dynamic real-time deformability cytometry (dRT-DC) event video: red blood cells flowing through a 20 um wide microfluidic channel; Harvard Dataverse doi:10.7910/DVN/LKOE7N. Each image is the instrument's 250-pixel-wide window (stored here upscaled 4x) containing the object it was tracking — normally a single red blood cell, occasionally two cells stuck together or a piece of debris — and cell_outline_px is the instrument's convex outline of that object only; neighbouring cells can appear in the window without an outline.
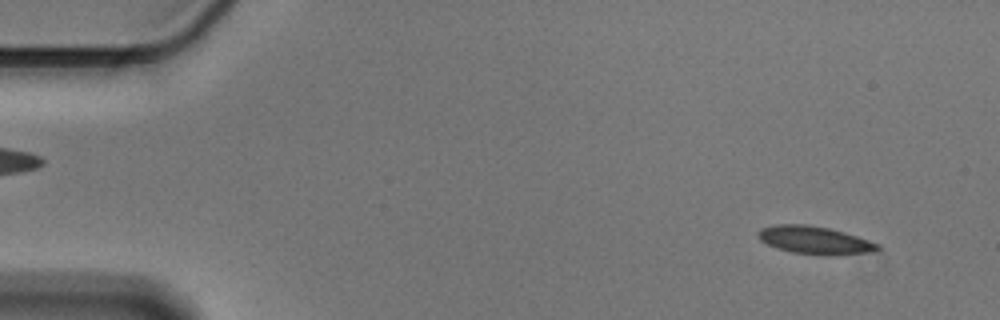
{"species": "Egyptian fruit bat (a non-hibernating species)", "species_latin": "Rousettus aegyptiacus", "temperature_condition": "cold", "stored_images_in_passage": 55, "camera_frame_rate_fps": 3000, "um_per_image_px": 0.085, "animal": {"sex": "male"}, "frame": {"image": 1, "passage_image": 4, "time_ms": 1.0, "image_size_px": [1000, 320], "cell_outline_px": [[880, 248], [868, 252], [836, 256], [828, 256], [792, 252], [776, 248], [760, 240], [756, 232], [760, 228], [776, 224], [804, 224], [828, 228], [844, 232], [880, 244]], "centroid_in_image_um": [69.22, 20.42], "position_along_channel_um": 15.8, "area_um2": 19.42}}
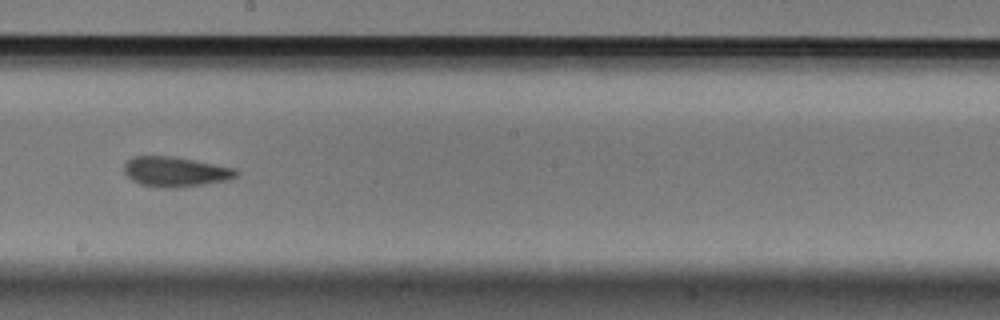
{"frame": {"image": 2, "passage_image": 31, "time_ms": 10.0, "image_size_px": [1000, 320], "cell_outline_px": [[240, 172], [232, 180], [176, 188], [156, 188], [140, 184], [132, 180], [124, 172], [124, 164], [132, 156], [172, 156], [236, 168]], "centroid_in_image_um": [14.93, 14.61], "position_along_channel_um": 233.3, "area_um2": 19.83}}
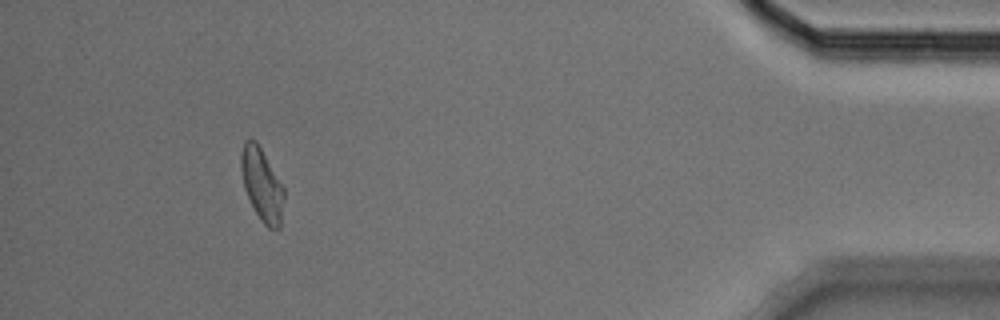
{"frame": {"image": 3, "passage_image": 51, "time_ms": 16.667, "image_size_px": [1000, 320], "cell_outline_px": [[284, 200], [280, 228], [268, 228], [260, 220], [244, 188], [240, 168], [240, 156], [244, 140], [256, 140], [284, 188]], "centroid_in_image_um": [22.25, 15.69], "position_along_channel_um": 412.9, "area_um2": 18.03}, "authors_computed_cell_mechanics": {"area_um2": 18.9006, "velocity_mm_per_s": 3.5831, "shape_relaxation_time_tau1_ms": 9.0019, "shape_relaxation_time_tau2_ms": 2.5936, "deformation_change_tau1": 0.187, "deformation_change_tau2": 0.0862}}